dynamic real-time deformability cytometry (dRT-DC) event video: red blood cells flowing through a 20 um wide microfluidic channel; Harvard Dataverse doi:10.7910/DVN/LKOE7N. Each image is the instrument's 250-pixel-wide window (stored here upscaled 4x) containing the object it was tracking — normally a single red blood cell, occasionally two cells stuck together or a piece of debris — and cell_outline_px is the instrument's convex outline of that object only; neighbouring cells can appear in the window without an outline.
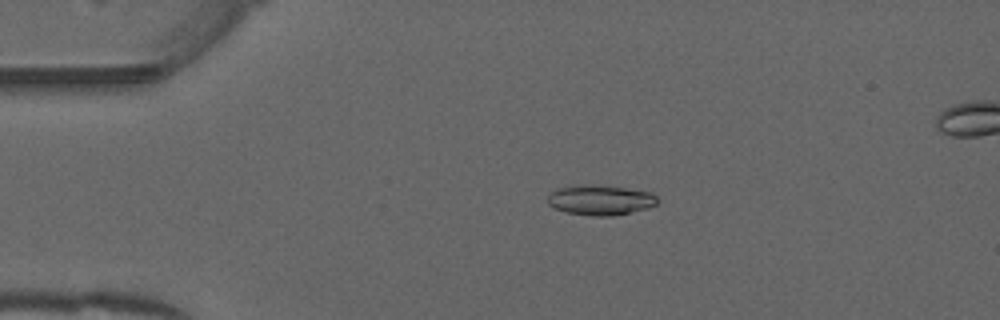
{"species": "common noctule bat (a hibernating species)", "species_latin": "Nyctalus noctula", "temperature_condition": "warm", "stored_images_in_passage": 52, "camera_frame_rate_fps": 3000, "um_per_image_px": 0.085, "animal": {"sex": "male", "forearm_length_mm": 52.5}, "frame": {"image": 1, "passage_image": 11, "time_ms": 3.333, "image_size_px": [1000, 320], "cell_outline_px": [[656, 204], [648, 208], [612, 216], [592, 216], [564, 212], [548, 204], [548, 196], [556, 188], [572, 184], [588, 184], [624, 188], [652, 192], [656, 196]], "centroid_in_image_um": [50.98, 16.99], "position_along_channel_um": 34.0, "area_um2": 19.31}}
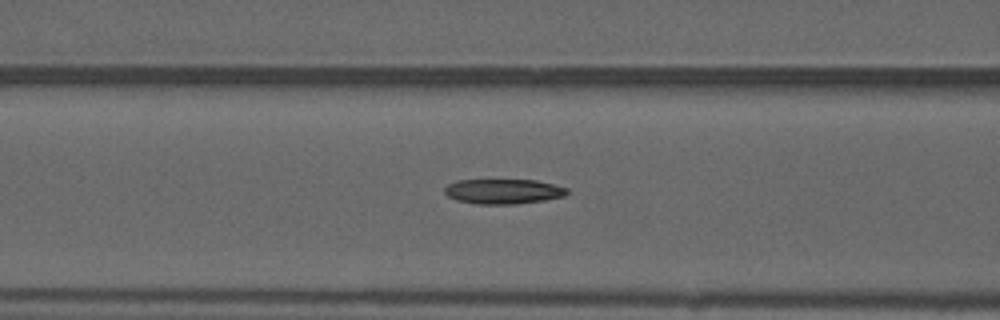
{"frame": {"image": 2, "passage_image": 21, "time_ms": 6.667, "image_size_px": [1000, 320], "cell_outline_px": [[568, 192], [564, 196], [544, 200], [516, 204], [476, 204], [456, 200], [448, 196], [444, 192], [444, 188], [448, 184], [456, 180], [536, 180], [568, 188]], "centroid_in_image_um": [42.76, 16.27], "position_along_channel_um": 123.8, "area_um2": 17.8}}
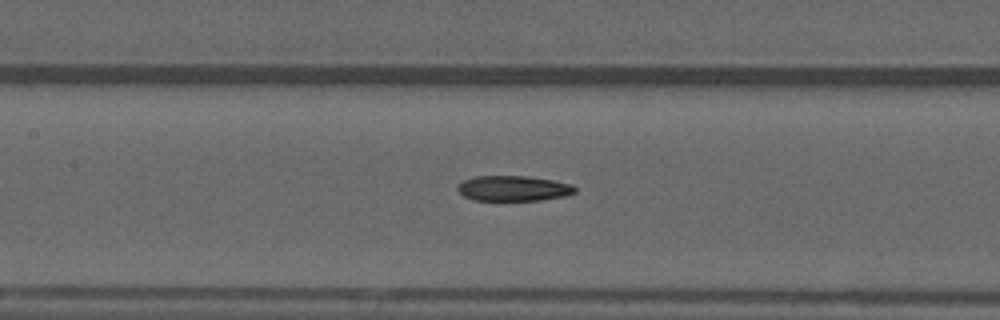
{"frame": {"image": 3, "passage_image": 24, "time_ms": 7.667, "image_size_px": [1000, 320], "cell_outline_px": [[576, 192], [568, 196], [540, 200], [472, 200], [464, 196], [456, 188], [464, 180], [476, 176], [528, 176], [552, 180], [572, 184], [576, 188]], "centroid_in_image_um": [43.67, 16.01], "position_along_channel_um": 163.7, "area_um2": 17.34}, "authors_computed_cell_mechanics": {"area_um2": 18.2937, "velocity_mm_per_s": 3.9913, "shape_relaxation_time_tau1_ms": null, "shape_relaxation_time_tau2_ms": 6.8991, "deformation_change_tau1": null, "deformation_change_tau2": 0.1696}}